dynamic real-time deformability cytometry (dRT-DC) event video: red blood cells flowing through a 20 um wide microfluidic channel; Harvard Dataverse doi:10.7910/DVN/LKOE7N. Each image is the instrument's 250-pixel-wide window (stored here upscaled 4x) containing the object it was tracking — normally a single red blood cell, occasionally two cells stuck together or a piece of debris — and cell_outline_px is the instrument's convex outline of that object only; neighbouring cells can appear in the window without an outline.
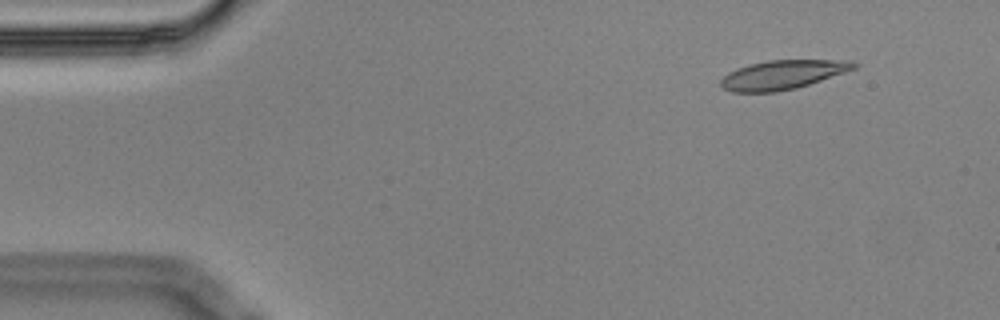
{"species": "Egyptian fruit bat (a non-hibernating species)", "species_latin": "Rousettus aegyptiacus", "temperature_condition": "cold", "stored_images_in_passage": 4, "camera_frame_rate_fps": 3000, "um_per_image_px": 0.085, "animal": {"sex": "male"}, "frame": {"image": 1, "passage_image": 2, "time_ms": 0.333, "image_size_px": [1000, 320], "cell_outline_px": [[860, 64], [856, 68], [796, 88], [776, 92], [732, 92], [724, 88], [720, 84], [720, 80], [728, 72], [736, 68], [748, 64], [768, 60], [852, 60]], "centroid_in_image_um": [66.51, 6.34], "position_along_channel_um": 18.5, "area_um2": 22.54}}